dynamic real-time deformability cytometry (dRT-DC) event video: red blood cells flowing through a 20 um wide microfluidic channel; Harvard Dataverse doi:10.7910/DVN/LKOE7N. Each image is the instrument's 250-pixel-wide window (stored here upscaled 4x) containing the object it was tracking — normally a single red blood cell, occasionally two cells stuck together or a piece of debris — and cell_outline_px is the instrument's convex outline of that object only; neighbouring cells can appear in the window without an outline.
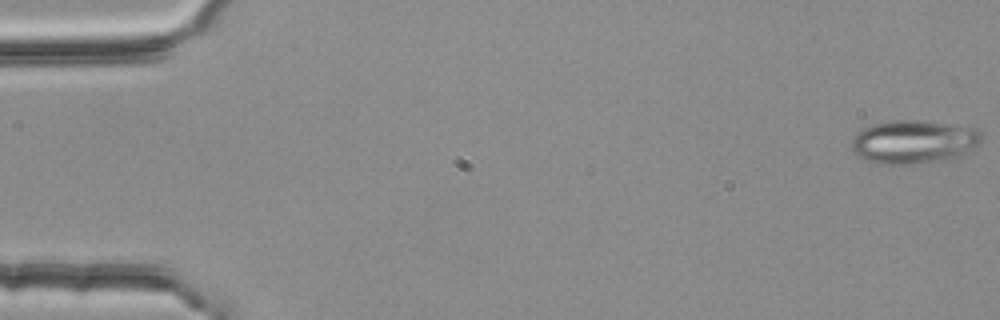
{"species": "common noctule bat (a hibernating species)", "species_latin": "Nyctalus noctula", "temperature_condition": "room temperature", "stored_images_in_passage": 55, "segment_of_instrument_passage": [1, 2], "camera_frame_rate_fps": 3000, "um_per_image_px": 0.085, "animal": {"sex": "female", "body_mass_g": 25.1}, "frame": {"image": 1, "passage_image": 1, "time_ms": 0.0, "image_size_px": [1000, 320], "cell_outline_px": [[984, 132], [980, 140], [976, 144], [960, 156], [948, 160], [908, 164], [876, 164], [860, 156], [852, 148], [852, 136], [856, 132], [864, 128], [888, 120], [916, 120], [980, 128]], "centroid_in_image_um": [77.68, 12.05], "position_along_channel_um": 7.3, "area_um2": 32.83}}
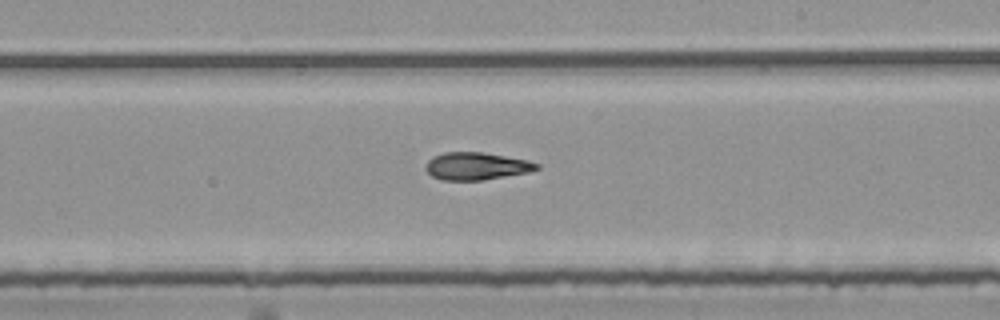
{"frame": {"image": 2, "passage_image": 32, "time_ms": 10.333, "image_size_px": [1000, 320], "cell_outline_px": [[540, 168], [528, 172], [484, 180], [440, 180], [432, 176], [424, 168], [428, 160], [432, 156], [444, 152], [480, 152], [528, 160], [540, 164]], "centroid_in_image_um": [40.47, 14.12], "position_along_channel_um": 248.5, "area_um2": 17.8}}
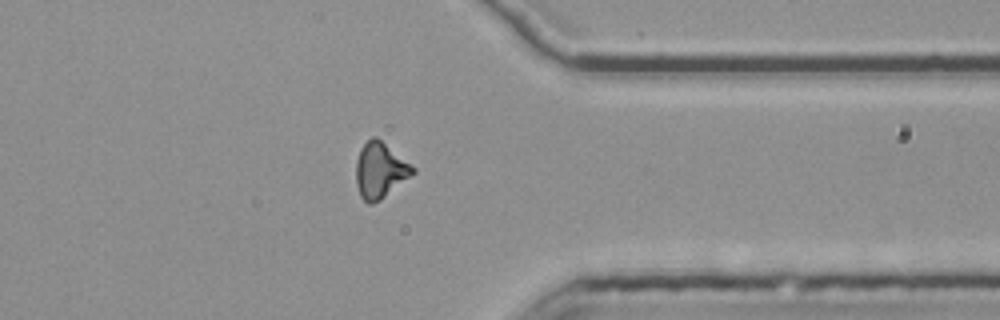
{"frame": {"image": 3, "passage_image": 43, "time_ms": 14.0, "image_size_px": [1000, 320], "cell_outline_px": [[416, 172], [380, 200], [372, 204], [368, 204], [360, 196], [356, 184], [356, 160], [360, 148], [372, 136], [376, 136], [416, 168]], "centroid_in_image_um": [32.3, 14.48], "position_along_channel_um": 379.1, "area_um2": 18.38}}